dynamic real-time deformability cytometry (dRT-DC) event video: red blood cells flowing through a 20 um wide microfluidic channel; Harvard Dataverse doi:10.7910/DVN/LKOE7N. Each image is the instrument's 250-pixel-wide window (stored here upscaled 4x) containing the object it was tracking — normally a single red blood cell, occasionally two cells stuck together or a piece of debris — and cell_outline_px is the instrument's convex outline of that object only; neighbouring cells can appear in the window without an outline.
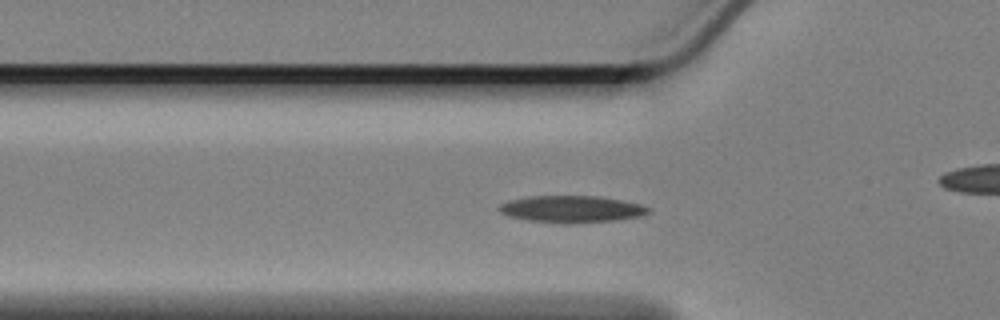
{"species": "Egyptian fruit bat (a non-hibernating species)", "species_latin": "Rousettus aegyptiacus", "temperature_condition": "cold", "stored_images_in_passage": 49, "camera_frame_rate_fps": 3000, "um_per_image_px": 0.085, "animal": {"sex": "female"}, "frame": {"image": 1, "passage_image": 8, "time_ms": 2.333, "image_size_px": [1000, 320], "cell_outline_px": [[652, 212], [640, 216], [616, 220], [528, 220], [508, 216], [500, 212], [496, 208], [500, 204], [508, 200], [528, 196], [600, 196], [640, 204], [652, 208]], "centroid_in_image_um": [48.58, 17.71], "position_along_channel_um": 77.2, "area_um2": 22.31}}
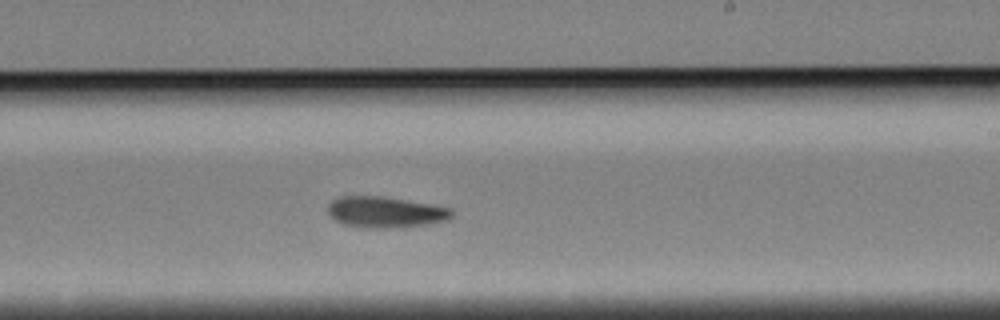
{"frame": {"image": 2, "passage_image": 24, "time_ms": 7.667, "image_size_px": [1000, 320], "cell_outline_px": [[452, 216], [448, 220], [428, 224], [384, 228], [360, 228], [340, 224], [328, 212], [328, 204], [332, 200], [340, 196], [384, 196], [432, 204], [452, 208]], "centroid_in_image_um": [32.74, 18.02], "position_along_channel_um": 256.3, "area_um2": 22.6}}
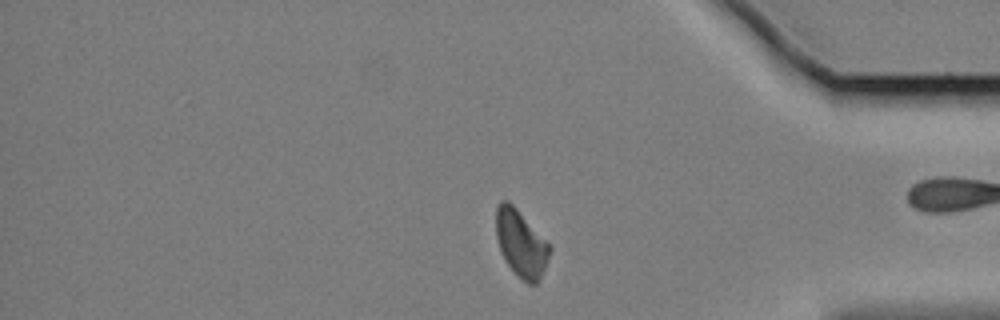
{"frame": {"image": 3, "passage_image": 38, "time_ms": 12.333, "image_size_px": [1000, 320], "cell_outline_px": [[552, 248], [544, 268], [536, 284], [528, 284], [520, 280], [516, 276], [504, 260], [496, 236], [496, 208], [500, 200], [508, 200], [516, 208]], "centroid_in_image_um": [44.25, 20.71], "position_along_channel_um": 391.0, "area_um2": 20.63}, "authors_computed_cell_mechanics": {"area_um2": 21.964, "velocity_mm_per_s": 3.3486, "shape_relaxation_time_tau1_ms": 3.9652, "shape_relaxation_time_tau2_ms": null, "deformation_change_tau1": 0.1289, "deformation_change_tau2": null}}